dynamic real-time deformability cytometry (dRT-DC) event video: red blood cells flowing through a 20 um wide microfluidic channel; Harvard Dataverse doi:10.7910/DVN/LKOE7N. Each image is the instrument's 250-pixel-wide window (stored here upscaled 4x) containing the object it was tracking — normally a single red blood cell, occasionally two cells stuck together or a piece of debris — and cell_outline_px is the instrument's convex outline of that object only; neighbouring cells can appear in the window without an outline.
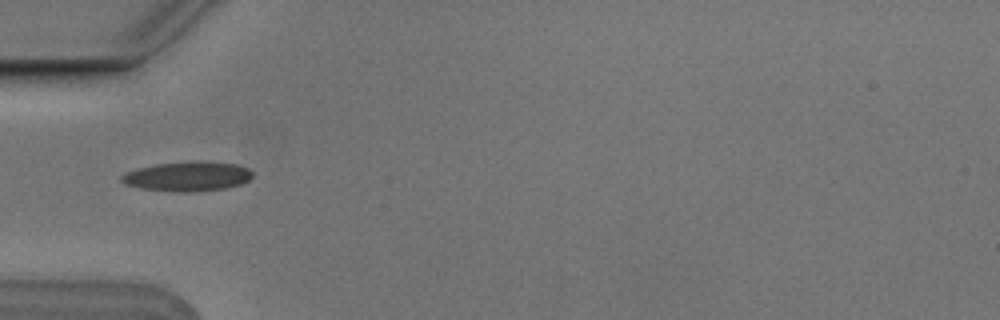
{"species": "Egyptian fruit bat (a non-hibernating species)", "species_latin": "Rousettus aegyptiacus", "temperature_condition": "cold", "stored_images_in_passage": 6, "camera_frame_rate_fps": 3000, "um_per_image_px": 0.085, "animal": {"sex": "male"}, "frame": {"image": 1, "passage_image": 4, "time_ms": 1.0, "image_size_px": [1000, 320], "cell_outline_px": [[252, 176], [248, 180], [240, 184], [224, 188], [192, 192], [176, 192], [140, 188], [124, 184], [120, 180], [120, 176], [124, 172], [136, 168], [156, 164], [192, 160], [200, 160], [236, 164], [248, 168], [252, 172]], "centroid_in_image_um": [15.89, 14.97], "position_along_channel_um": 69.1, "area_um2": 22.89}}
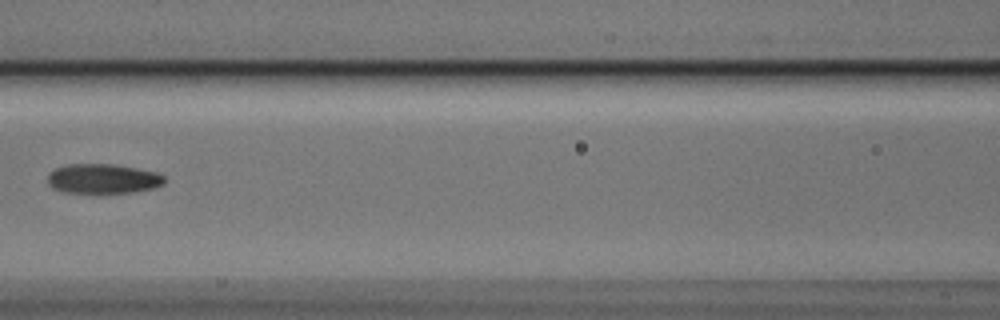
{"frame": {"image": 2, "passage_image": 6, "time_ms": 1.667, "image_size_px": [1000, 320], "cell_outline_px": [[164, 184], [152, 188], [132, 192], [100, 196], [64, 192], [52, 188], [48, 184], [48, 172], [56, 168], [68, 164], [112, 164], [136, 168], [156, 172], [164, 176]], "centroid_in_image_um": [8.7, 15.24], "position_along_channel_um": 157.9, "area_um2": 20.98}}